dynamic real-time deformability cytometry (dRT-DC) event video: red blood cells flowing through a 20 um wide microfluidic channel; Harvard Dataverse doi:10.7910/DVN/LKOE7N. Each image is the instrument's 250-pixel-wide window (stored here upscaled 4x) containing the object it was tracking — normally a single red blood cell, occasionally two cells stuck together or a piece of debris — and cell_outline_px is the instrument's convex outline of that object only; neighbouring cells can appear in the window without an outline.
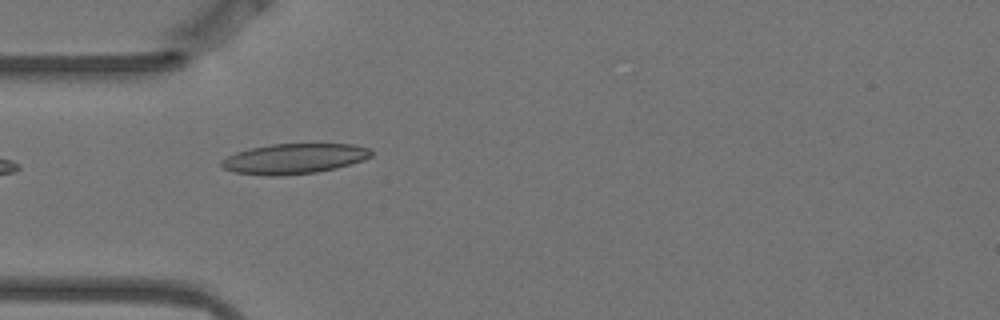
{"species": "Egyptian fruit bat (a non-hibernating species)", "species_latin": "Rousettus aegyptiacus", "temperature_condition": "warm", "stored_images_in_passage": 9, "camera_frame_rate_fps": 3000, "um_per_image_px": 0.085, "animal": {"sex": "female"}, "frame": {"image": 1, "passage_image": 3, "time_ms": 0.667, "image_size_px": [1000, 320], "cell_outline_px": [[372, 156], [364, 160], [336, 168], [316, 172], [280, 176], [268, 176], [236, 172], [224, 168], [220, 164], [220, 160], [236, 152], [252, 148], [272, 144], [352, 144], [372, 148]], "centroid_in_image_um": [25.03, 13.49], "position_along_channel_um": 60.0, "area_um2": 26.36}}
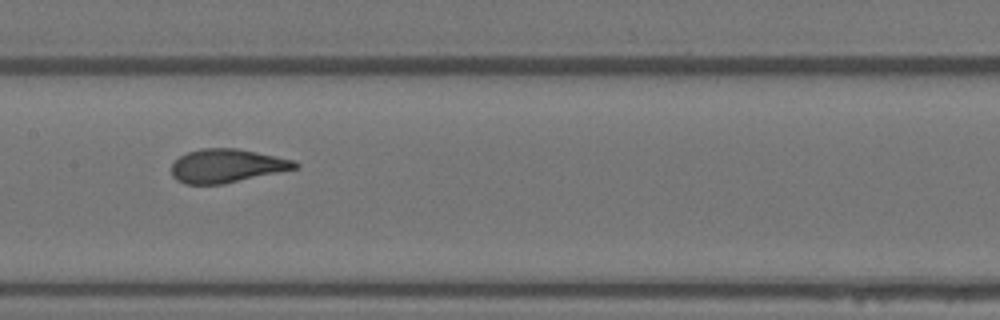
{"frame": {"image": 2, "passage_image": 6, "time_ms": 1.667, "image_size_px": [1000, 320], "cell_outline_px": [[300, 168], [224, 184], [184, 184], [176, 180], [172, 176], [172, 164], [180, 156], [188, 152], [200, 148], [236, 148], [256, 152], [292, 160], [300, 164]], "centroid_in_image_um": [19.28, 14.1], "position_along_channel_um": 188.1, "area_um2": 24.22}}
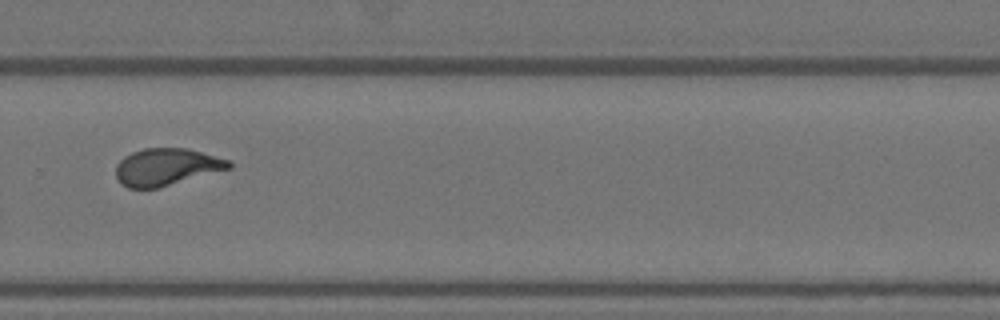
{"frame": {"image": 3, "passage_image": 9, "time_ms": 2.667, "image_size_px": [1000, 320], "cell_outline_px": [[232, 168], [156, 188], [128, 188], [120, 184], [116, 176], [116, 164], [124, 156], [132, 152], [144, 148], [188, 148], [228, 160], [232, 164]], "centroid_in_image_um": [14.12, 14.18], "position_along_channel_um": 315.7, "area_um2": 24.33}}